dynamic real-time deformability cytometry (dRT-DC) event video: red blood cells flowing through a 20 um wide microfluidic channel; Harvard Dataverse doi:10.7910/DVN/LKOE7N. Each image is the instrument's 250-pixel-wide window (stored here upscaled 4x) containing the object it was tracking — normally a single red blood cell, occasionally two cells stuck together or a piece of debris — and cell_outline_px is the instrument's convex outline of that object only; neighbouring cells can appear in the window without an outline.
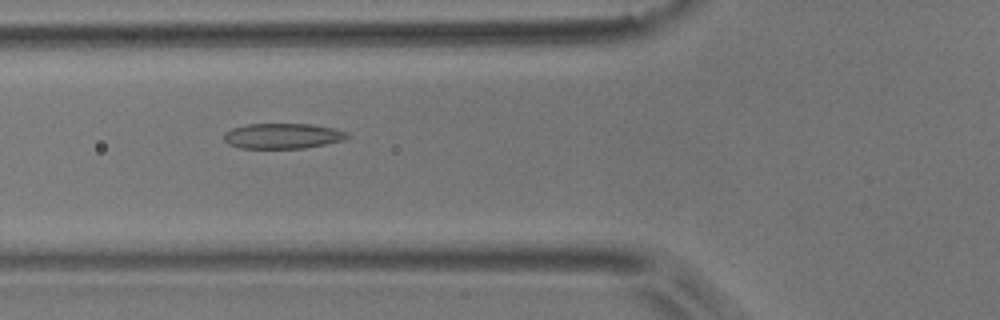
{"species": "common noctule bat (a hibernating species)", "species_latin": "Nyctalus noctula", "temperature_condition": "room temperature", "stored_images_in_passage": 13, "camera_frame_rate_fps": 3000, "um_per_image_px": 0.085, "animal": {"sex": "male", "body_mass_g": 17.9}, "frame": {"image": 1, "passage_image": 4, "time_ms": 1.0, "image_size_px": [1000, 320], "cell_outline_px": [[352, 136], [344, 140], [304, 148], [240, 148], [228, 144], [224, 140], [224, 132], [232, 128], [248, 124], [312, 124], [336, 128], [348, 132]], "centroid_in_image_um": [24.06, 11.55], "position_along_channel_um": 101.7, "area_um2": 18.38}}
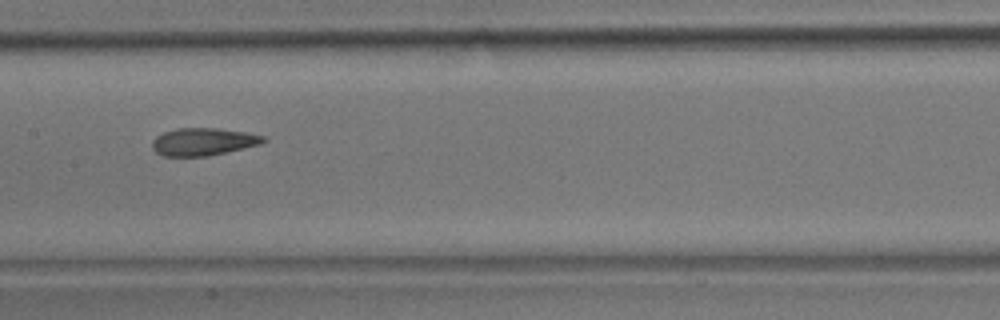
{"frame": {"image": 2, "passage_image": 6, "time_ms": 1.667, "image_size_px": [1000, 320], "cell_outline_px": [[268, 140], [260, 144], [244, 148], [208, 156], [164, 156], [156, 152], [152, 148], [152, 140], [156, 136], [164, 132], [176, 128], [220, 128], [244, 132], [264, 136]], "centroid_in_image_um": [17.26, 12.04], "position_along_channel_um": 190.1, "area_um2": 17.86}}
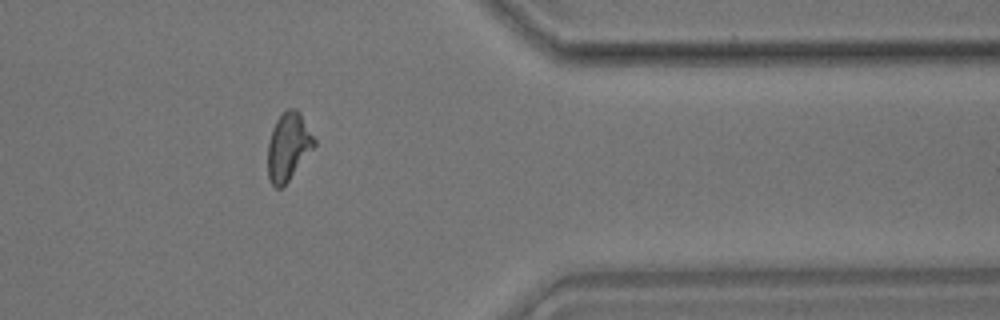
{"frame": {"image": 3, "passage_image": 11, "time_ms": 3.333, "image_size_px": [1000, 320], "cell_outline_px": [[316, 144], [288, 180], [280, 188], [276, 188], [272, 184], [268, 176], [268, 140], [272, 128], [276, 120], [288, 108], [296, 108], [300, 112], [316, 140]], "centroid_in_image_um": [24.5, 12.42], "position_along_channel_um": 386.9, "area_um2": 18.09}}